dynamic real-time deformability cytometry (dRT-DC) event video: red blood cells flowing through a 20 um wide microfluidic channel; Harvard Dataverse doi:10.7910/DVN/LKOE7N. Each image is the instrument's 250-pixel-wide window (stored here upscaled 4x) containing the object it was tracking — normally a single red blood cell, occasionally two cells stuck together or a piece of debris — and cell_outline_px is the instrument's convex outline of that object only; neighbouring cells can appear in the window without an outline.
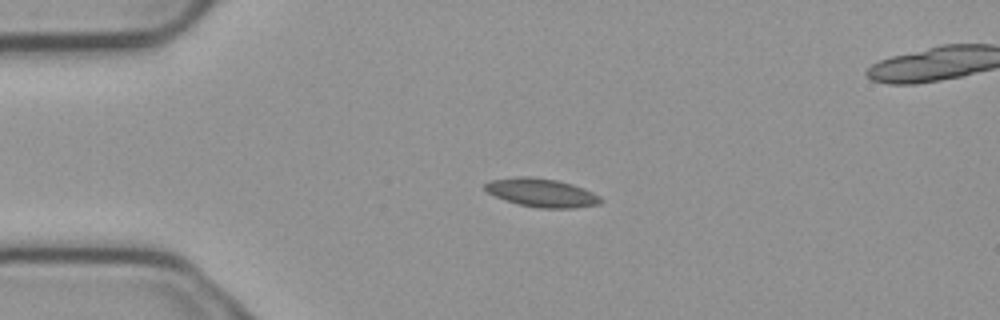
{"species": "common noctule bat (a hibernating species)", "species_latin": "Nyctalus noctula", "temperature_condition": "cold", "stored_images_in_passage": 5, "segment_of_instrument_passage": [1, 2], "camera_frame_rate_fps": 3000, "um_per_image_px": 0.085, "animal": {"sex": "male", "body_mass_g": 23.1, "forearm_length_mm": 52.7}, "frame": {"image": 1, "passage_image": 3, "time_ms": 0.667, "image_size_px": [1000, 320], "cell_outline_px": [[604, 200], [600, 204], [576, 208], [536, 208], [520, 204], [496, 196], [488, 192], [484, 188], [484, 184], [492, 180], [520, 176], [528, 176], [556, 180], [572, 184], [584, 188], [600, 196]], "centroid_in_image_um": [46.09, 16.39], "position_along_channel_um": 38.9, "area_um2": 19.07}}